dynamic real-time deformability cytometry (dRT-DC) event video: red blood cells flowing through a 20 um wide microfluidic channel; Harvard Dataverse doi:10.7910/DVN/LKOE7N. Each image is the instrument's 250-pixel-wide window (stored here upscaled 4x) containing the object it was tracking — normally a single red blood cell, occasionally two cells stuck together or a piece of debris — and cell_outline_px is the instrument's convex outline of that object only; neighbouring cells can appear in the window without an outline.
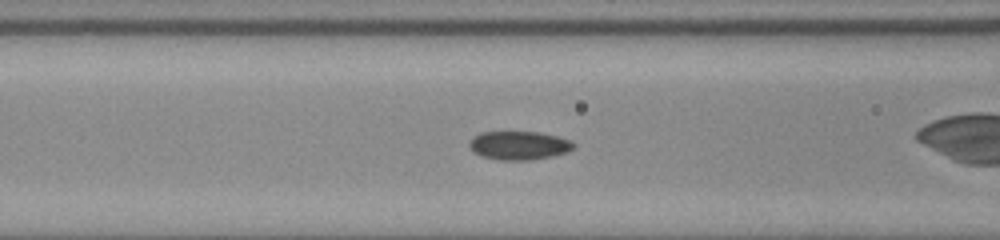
{"species": "common noctule bat (a hibernating species)", "species_latin": "Nyctalus noctula", "temperature_condition": "room temperature", "stored_images_in_passage": 45, "camera_frame_rate_fps": 3000, "um_per_image_px": 0.085, "animal": {"sex": "male", "body_mass_g": 20.0, "forearm_length_mm": 53.3}, "frame": {"image": 1, "passage_image": 18, "time_ms": 5.667, "image_size_px": [1000, 240], "cell_outline_px": [[576, 144], [568, 152], [552, 156], [528, 160], [500, 160], [480, 156], [472, 152], [468, 144], [472, 136], [480, 132], [540, 132], [572, 140]], "centroid_in_image_um": [44.08, 12.36], "position_along_channel_um": 122.5, "area_um2": 17.57}}
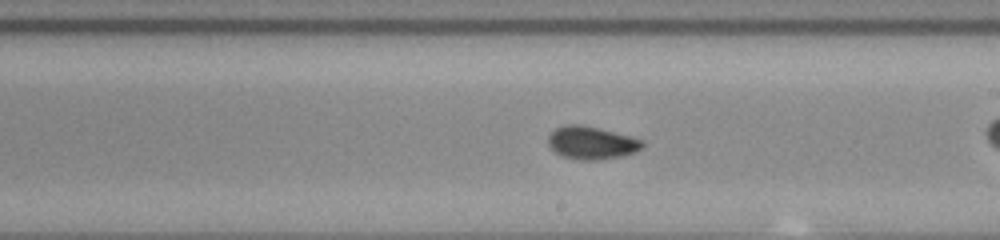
{"frame": {"image": 2, "passage_image": 27, "time_ms": 8.667, "image_size_px": [1000, 240], "cell_outline_px": [[644, 144], [636, 152], [620, 156], [600, 160], [580, 160], [564, 156], [556, 152], [548, 144], [548, 136], [556, 128], [564, 124], [580, 124], [644, 140]], "centroid_in_image_um": [50.26, 12.14], "position_along_channel_um": 238.7, "area_um2": 17.74}}
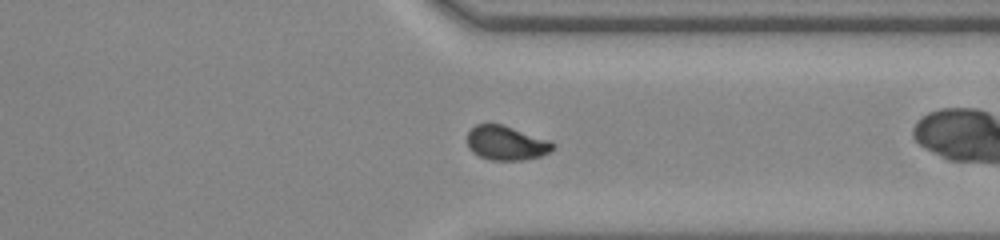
{"frame": {"image": 3, "passage_image": 37, "time_ms": 12.0, "image_size_px": [1000, 240], "cell_outline_px": [[556, 148], [540, 156], [524, 160], [492, 160], [480, 156], [472, 152], [468, 148], [468, 132], [476, 124], [504, 124], [548, 140], [556, 144]], "centroid_in_image_um": [43.04, 12.15], "position_along_channel_um": 368.4, "area_um2": 17.11}}